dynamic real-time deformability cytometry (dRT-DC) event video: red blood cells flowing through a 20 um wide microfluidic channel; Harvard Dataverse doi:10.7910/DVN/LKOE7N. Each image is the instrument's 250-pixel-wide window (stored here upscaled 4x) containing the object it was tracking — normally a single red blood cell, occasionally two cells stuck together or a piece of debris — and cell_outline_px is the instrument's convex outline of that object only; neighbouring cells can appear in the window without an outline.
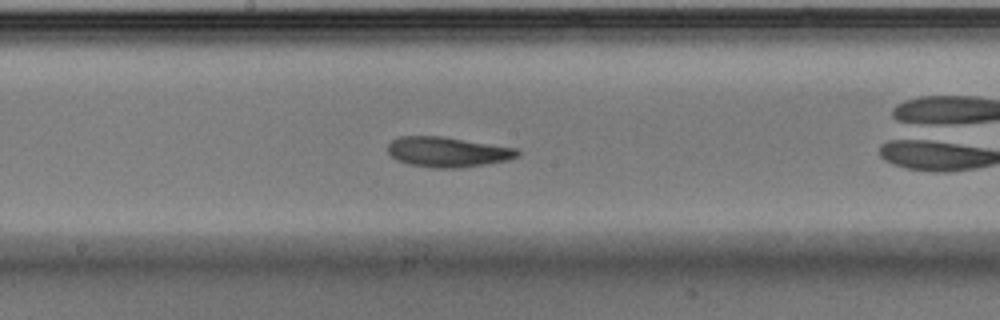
{"species": "Egyptian fruit bat (a non-hibernating species)", "species_latin": "Rousettus aegyptiacus", "temperature_condition": "warm", "stored_images_in_passage": 29, "camera_frame_rate_fps": 3000, "um_per_image_px": 0.085, "animal": {"sex": "male"}, "frame": {"image": 1, "passage_image": 13, "time_ms": 4.0, "image_size_px": [1000, 320], "cell_outline_px": [[520, 152], [516, 156], [508, 160], [488, 164], [460, 168], [432, 168], [408, 164], [396, 160], [388, 152], [388, 144], [392, 140], [400, 136], [444, 136], [516, 148]], "centroid_in_image_um": [38.03, 12.92], "position_along_channel_um": 210.2, "area_um2": 22.89}, "authors_computed_cell_mechanics": {"area_um2": 22.253, "velocity_mm_per_s": 3.9622, "shape_relaxation_time_tau1_ms": null, "shape_relaxation_time_tau2_ms": 1.4884, "deformation_change_tau1": null, "deformation_change_tau2": 0.0925}}